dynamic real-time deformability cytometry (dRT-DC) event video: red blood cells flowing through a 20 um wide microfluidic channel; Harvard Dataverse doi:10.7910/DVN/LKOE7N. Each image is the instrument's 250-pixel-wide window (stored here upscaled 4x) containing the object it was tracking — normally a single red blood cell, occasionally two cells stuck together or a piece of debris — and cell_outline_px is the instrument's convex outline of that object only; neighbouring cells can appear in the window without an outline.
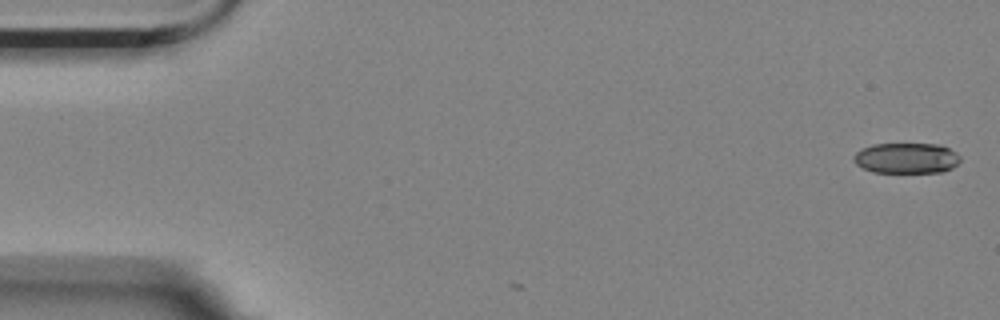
{"species": "Egyptian fruit bat (a non-hibernating species)", "species_latin": "Rousettus aegyptiacus", "temperature_condition": "room temperature", "stored_images_in_passage": 2, "camera_frame_rate_fps": 3000, "um_per_image_px": 0.085, "animal": {"sex": "female"}, "frame": {"image": 1, "passage_image": 2, "time_ms": 0.333, "image_size_px": [1000, 320], "cell_outline_px": [[960, 160], [952, 168], [944, 172], [872, 172], [856, 164], [852, 160], [852, 156], [860, 148], [872, 144], [936, 144], [948, 148], [956, 152], [960, 156]], "centroid_in_image_um": [77.01, 13.44], "position_along_channel_um": 8.0, "area_um2": 19.07}}